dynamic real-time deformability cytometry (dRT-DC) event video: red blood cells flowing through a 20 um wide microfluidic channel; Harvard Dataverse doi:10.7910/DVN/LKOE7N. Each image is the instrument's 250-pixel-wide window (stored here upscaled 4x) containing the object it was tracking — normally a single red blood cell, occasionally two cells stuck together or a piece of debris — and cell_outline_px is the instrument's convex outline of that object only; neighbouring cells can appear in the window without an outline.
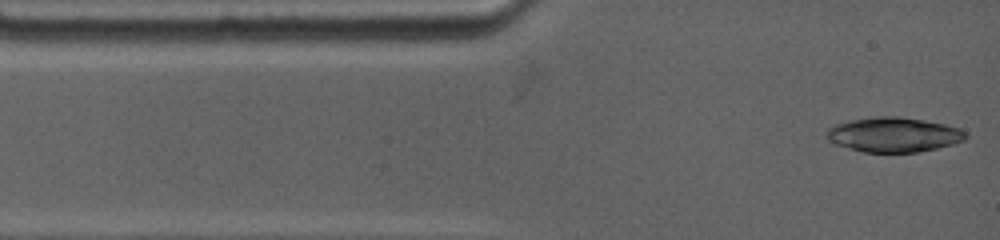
{"species": "common noctule bat (a hibernating species)", "species_latin": "Nyctalus noctula", "temperature_condition": "warm", "stored_images_in_passage": 7, "camera_frame_rate_fps": 4500, "um_per_image_px": 0.085, "animal": {"sex": "female", "body_mass_g": 19.0, "forearm_length_mm": 53.3}, "frame": {"image": 1, "passage_image": 1, "time_ms": 0.0, "image_size_px": [1000, 240], "cell_outline_px": [[968, 136], [964, 140], [952, 144], [920, 152], [864, 152], [836, 144], [828, 140], [824, 136], [824, 132], [832, 124], [852, 120], [876, 116], [896, 116], [924, 120], [944, 124], [960, 128]], "centroid_in_image_um": [75.92, 11.44], "position_along_channel_um": 9.1, "area_um2": 28.21}}